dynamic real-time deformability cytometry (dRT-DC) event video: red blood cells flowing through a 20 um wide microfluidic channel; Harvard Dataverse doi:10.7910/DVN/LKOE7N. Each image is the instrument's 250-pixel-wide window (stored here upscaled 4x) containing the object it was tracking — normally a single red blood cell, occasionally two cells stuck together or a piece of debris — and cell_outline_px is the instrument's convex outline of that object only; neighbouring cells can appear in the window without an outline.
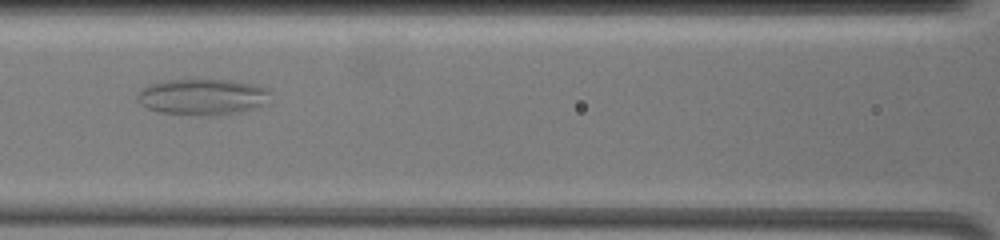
{"species": "common noctule bat (a hibernating species)", "species_latin": "Nyctalus noctula", "temperature_condition": "warm", "stored_images_in_passage": 26, "camera_frame_rate_fps": 3000, "um_per_image_px": 0.085, "animal": {"sex": "female", "body_mass_g": 19.5, "forearm_length_mm": 54.1}, "frame": {"image": 1, "passage_image": 9, "time_ms": 4.333, "image_size_px": [1000, 240], "cell_outline_px": [[268, 92], [260, 104], [252, 108], [220, 116], [208, 116], [160, 112], [148, 108], [140, 104], [140, 92], [148, 84], [168, 80], [228, 80], [252, 84], [268, 88]], "centroid_in_image_um": [17.16, 8.24], "position_along_channel_um": 149.4, "area_um2": 27.17}}
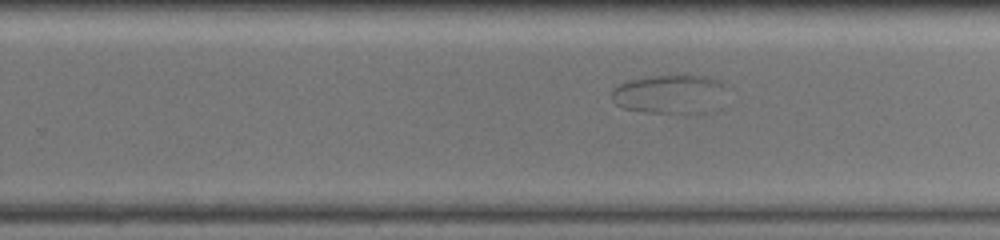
{"frame": {"image": 2, "passage_image": 18, "time_ms": 8.0, "image_size_px": [1000, 240], "cell_outline_px": [[724, 84], [680, 112], [644, 112], [624, 108], [616, 104], [612, 100], [612, 88], [628, 80], [652, 76], [708, 76]], "centroid_in_image_um": [56.37, 7.89], "position_along_channel_um": 273.4, "area_um2": 22.02}}
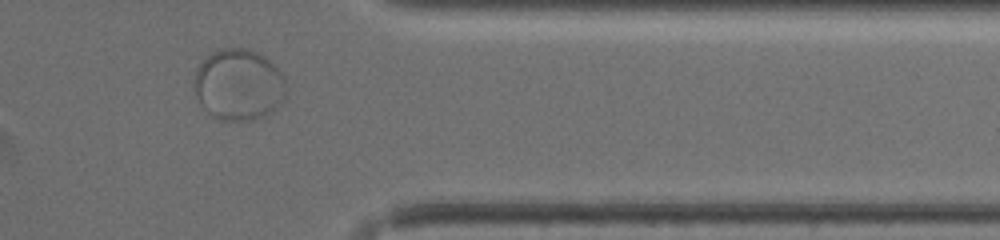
{"frame": {"image": 3, "passage_image": 23, "time_ms": 11.667, "image_size_px": [1000, 240], "cell_outline_px": [[288, 88], [280, 104], [276, 108], [252, 120], [220, 120], [200, 104], [192, 88], [192, 80], [196, 68], [212, 52], [220, 48], [244, 48], [256, 52], [264, 56], [284, 76]], "centroid_in_image_um": [20.26, 7.18], "position_along_channel_um": 391.1, "area_um2": 38.21}}